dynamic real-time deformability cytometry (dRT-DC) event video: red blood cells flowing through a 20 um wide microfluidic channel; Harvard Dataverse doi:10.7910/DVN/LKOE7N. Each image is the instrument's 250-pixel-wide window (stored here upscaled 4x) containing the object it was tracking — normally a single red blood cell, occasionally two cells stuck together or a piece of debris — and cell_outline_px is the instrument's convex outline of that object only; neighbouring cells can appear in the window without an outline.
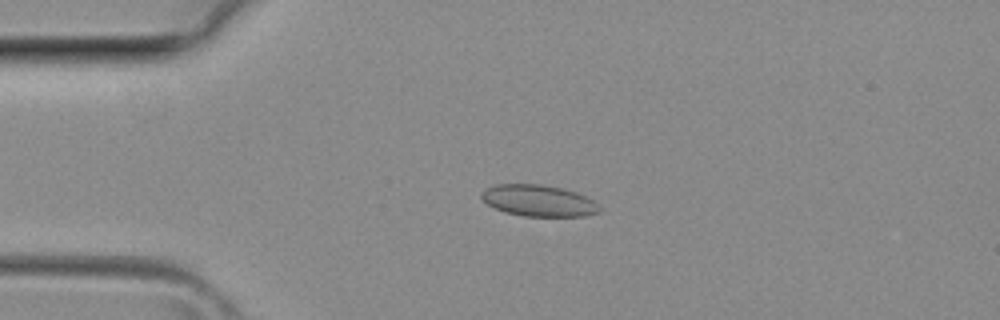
{"species": "common noctule bat (a hibernating species)", "species_latin": "Nyctalus noctula", "temperature_condition": "room temperature", "stored_images_in_passage": 34, "camera_frame_rate_fps": 3000, "um_per_image_px": 0.085, "animal": {"sex": "female", "body_mass_g": 29.2, "forearm_length_mm": 56.3}, "frame": {"image": 1, "passage_image": 5, "time_ms": 1.333, "image_size_px": [1000, 320], "cell_outline_px": [[600, 212], [584, 216], [524, 216], [504, 212], [488, 204], [480, 196], [488, 188], [496, 184], [540, 184], [564, 188], [576, 192], [592, 200], [600, 208]], "centroid_in_image_um": [45.79, 17.05], "position_along_channel_um": 39.2, "area_um2": 21.39}}
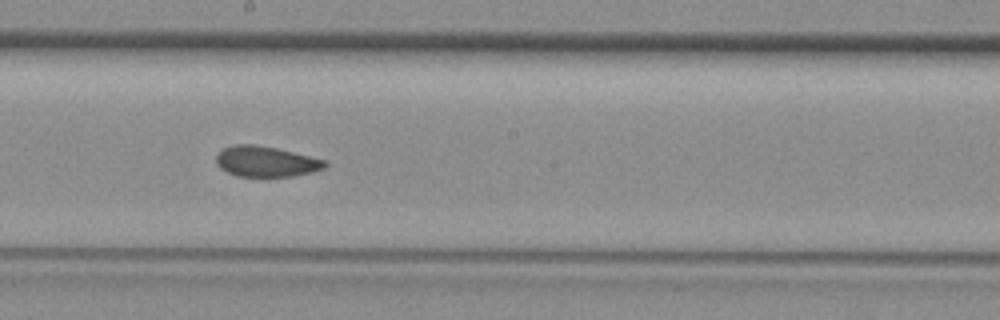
{"frame": {"image": 2, "passage_image": 17, "time_ms": 5.333, "image_size_px": [1000, 320], "cell_outline_px": [[328, 164], [324, 168], [312, 172], [292, 176], [236, 176], [220, 168], [216, 164], [216, 152], [224, 148], [236, 144], [252, 144], [276, 148], [328, 160]], "centroid_in_image_um": [22.61, 13.72], "position_along_channel_um": 225.6, "area_um2": 19.42}}
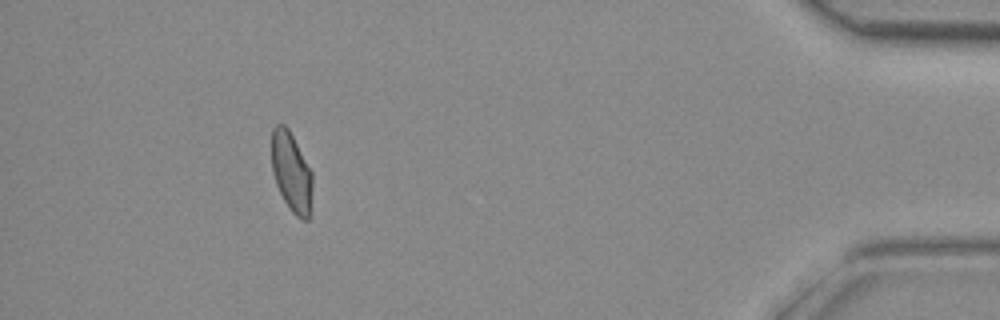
{"frame": {"image": 3, "passage_image": 31, "time_ms": 10.0, "image_size_px": [1000, 320], "cell_outline_px": [[312, 188], [308, 220], [300, 220], [292, 212], [284, 200], [276, 184], [272, 172], [272, 128], [276, 124], [284, 124], [288, 128], [312, 172]], "centroid_in_image_um": [24.76, 14.63], "position_along_channel_um": 410.4, "area_um2": 18.79}}